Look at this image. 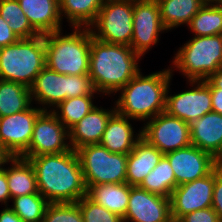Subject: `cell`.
<instances>
[{
    "mask_svg": "<svg viewBox=\"0 0 222 222\" xmlns=\"http://www.w3.org/2000/svg\"><path fill=\"white\" fill-rule=\"evenodd\" d=\"M89 29L97 40L131 46L133 0H104L99 14Z\"/></svg>",
    "mask_w": 222,
    "mask_h": 222,
    "instance_id": "9c48e42d",
    "label": "cell"
},
{
    "mask_svg": "<svg viewBox=\"0 0 222 222\" xmlns=\"http://www.w3.org/2000/svg\"><path fill=\"white\" fill-rule=\"evenodd\" d=\"M86 188L90 185L126 183L128 154L112 153L101 144L76 150Z\"/></svg>",
    "mask_w": 222,
    "mask_h": 222,
    "instance_id": "ba28073f",
    "label": "cell"
},
{
    "mask_svg": "<svg viewBox=\"0 0 222 222\" xmlns=\"http://www.w3.org/2000/svg\"><path fill=\"white\" fill-rule=\"evenodd\" d=\"M172 68L142 75L139 71L115 100L116 111L132 120L147 122L166 109V92L173 76Z\"/></svg>",
    "mask_w": 222,
    "mask_h": 222,
    "instance_id": "3957f363",
    "label": "cell"
},
{
    "mask_svg": "<svg viewBox=\"0 0 222 222\" xmlns=\"http://www.w3.org/2000/svg\"><path fill=\"white\" fill-rule=\"evenodd\" d=\"M34 168L39 193L49 203L77 202L87 195L77 152L28 158Z\"/></svg>",
    "mask_w": 222,
    "mask_h": 222,
    "instance_id": "6da1fadb",
    "label": "cell"
},
{
    "mask_svg": "<svg viewBox=\"0 0 222 222\" xmlns=\"http://www.w3.org/2000/svg\"><path fill=\"white\" fill-rule=\"evenodd\" d=\"M212 208L215 210L222 222V166L220 163L215 167Z\"/></svg>",
    "mask_w": 222,
    "mask_h": 222,
    "instance_id": "d590c367",
    "label": "cell"
},
{
    "mask_svg": "<svg viewBox=\"0 0 222 222\" xmlns=\"http://www.w3.org/2000/svg\"><path fill=\"white\" fill-rule=\"evenodd\" d=\"M212 96V110L219 114H222V89L210 88Z\"/></svg>",
    "mask_w": 222,
    "mask_h": 222,
    "instance_id": "f35d334b",
    "label": "cell"
},
{
    "mask_svg": "<svg viewBox=\"0 0 222 222\" xmlns=\"http://www.w3.org/2000/svg\"><path fill=\"white\" fill-rule=\"evenodd\" d=\"M167 30L161 21L157 0H133V35L131 48L143 57L159 42V34Z\"/></svg>",
    "mask_w": 222,
    "mask_h": 222,
    "instance_id": "7c38bea8",
    "label": "cell"
},
{
    "mask_svg": "<svg viewBox=\"0 0 222 222\" xmlns=\"http://www.w3.org/2000/svg\"><path fill=\"white\" fill-rule=\"evenodd\" d=\"M171 67L188 81H205L222 67V34L194 36L179 48Z\"/></svg>",
    "mask_w": 222,
    "mask_h": 222,
    "instance_id": "8992f818",
    "label": "cell"
},
{
    "mask_svg": "<svg viewBox=\"0 0 222 222\" xmlns=\"http://www.w3.org/2000/svg\"><path fill=\"white\" fill-rule=\"evenodd\" d=\"M31 26L39 34L62 30L58 0H17Z\"/></svg>",
    "mask_w": 222,
    "mask_h": 222,
    "instance_id": "44dd1931",
    "label": "cell"
},
{
    "mask_svg": "<svg viewBox=\"0 0 222 222\" xmlns=\"http://www.w3.org/2000/svg\"><path fill=\"white\" fill-rule=\"evenodd\" d=\"M46 66L43 34L0 48V79L30 88Z\"/></svg>",
    "mask_w": 222,
    "mask_h": 222,
    "instance_id": "5b68a950",
    "label": "cell"
},
{
    "mask_svg": "<svg viewBox=\"0 0 222 222\" xmlns=\"http://www.w3.org/2000/svg\"><path fill=\"white\" fill-rule=\"evenodd\" d=\"M42 111L41 106H30L0 118V144L11 157L21 156L28 149L35 121Z\"/></svg>",
    "mask_w": 222,
    "mask_h": 222,
    "instance_id": "9a60e30c",
    "label": "cell"
},
{
    "mask_svg": "<svg viewBox=\"0 0 222 222\" xmlns=\"http://www.w3.org/2000/svg\"><path fill=\"white\" fill-rule=\"evenodd\" d=\"M206 82L210 85V88H221L222 89V67L214 72Z\"/></svg>",
    "mask_w": 222,
    "mask_h": 222,
    "instance_id": "60d3db41",
    "label": "cell"
},
{
    "mask_svg": "<svg viewBox=\"0 0 222 222\" xmlns=\"http://www.w3.org/2000/svg\"><path fill=\"white\" fill-rule=\"evenodd\" d=\"M161 21L166 30L190 23L204 5L202 0H157Z\"/></svg>",
    "mask_w": 222,
    "mask_h": 222,
    "instance_id": "d4e9b609",
    "label": "cell"
},
{
    "mask_svg": "<svg viewBox=\"0 0 222 222\" xmlns=\"http://www.w3.org/2000/svg\"><path fill=\"white\" fill-rule=\"evenodd\" d=\"M188 82L192 86L191 90L189 89L174 95H168L170 85L168 86L165 111L169 115L190 124L213 110L210 85L206 80H192Z\"/></svg>",
    "mask_w": 222,
    "mask_h": 222,
    "instance_id": "5bb4252c",
    "label": "cell"
},
{
    "mask_svg": "<svg viewBox=\"0 0 222 222\" xmlns=\"http://www.w3.org/2000/svg\"><path fill=\"white\" fill-rule=\"evenodd\" d=\"M141 57L130 47L91 38L89 73L98 93L114 95L139 71Z\"/></svg>",
    "mask_w": 222,
    "mask_h": 222,
    "instance_id": "7a4b0ae2",
    "label": "cell"
},
{
    "mask_svg": "<svg viewBox=\"0 0 222 222\" xmlns=\"http://www.w3.org/2000/svg\"><path fill=\"white\" fill-rule=\"evenodd\" d=\"M204 4L221 5L222 0H202Z\"/></svg>",
    "mask_w": 222,
    "mask_h": 222,
    "instance_id": "7bdbcfd3",
    "label": "cell"
},
{
    "mask_svg": "<svg viewBox=\"0 0 222 222\" xmlns=\"http://www.w3.org/2000/svg\"><path fill=\"white\" fill-rule=\"evenodd\" d=\"M42 222H84L77 202L49 203Z\"/></svg>",
    "mask_w": 222,
    "mask_h": 222,
    "instance_id": "d6a6232c",
    "label": "cell"
},
{
    "mask_svg": "<svg viewBox=\"0 0 222 222\" xmlns=\"http://www.w3.org/2000/svg\"><path fill=\"white\" fill-rule=\"evenodd\" d=\"M18 36L12 31L8 23L0 16V48L16 43Z\"/></svg>",
    "mask_w": 222,
    "mask_h": 222,
    "instance_id": "8d00e7d4",
    "label": "cell"
},
{
    "mask_svg": "<svg viewBox=\"0 0 222 222\" xmlns=\"http://www.w3.org/2000/svg\"><path fill=\"white\" fill-rule=\"evenodd\" d=\"M94 95L77 96L62 101L52 112L59 121L69 130L96 105L93 104Z\"/></svg>",
    "mask_w": 222,
    "mask_h": 222,
    "instance_id": "f546056e",
    "label": "cell"
},
{
    "mask_svg": "<svg viewBox=\"0 0 222 222\" xmlns=\"http://www.w3.org/2000/svg\"><path fill=\"white\" fill-rule=\"evenodd\" d=\"M191 144L222 160V114L209 112L190 123Z\"/></svg>",
    "mask_w": 222,
    "mask_h": 222,
    "instance_id": "ac0fdd59",
    "label": "cell"
},
{
    "mask_svg": "<svg viewBox=\"0 0 222 222\" xmlns=\"http://www.w3.org/2000/svg\"><path fill=\"white\" fill-rule=\"evenodd\" d=\"M116 107L110 110L95 106L87 115L69 129L71 148L77 150L85 145L99 144L106 124Z\"/></svg>",
    "mask_w": 222,
    "mask_h": 222,
    "instance_id": "d6986e66",
    "label": "cell"
},
{
    "mask_svg": "<svg viewBox=\"0 0 222 222\" xmlns=\"http://www.w3.org/2000/svg\"><path fill=\"white\" fill-rule=\"evenodd\" d=\"M30 88L0 79V118L28 109L32 104Z\"/></svg>",
    "mask_w": 222,
    "mask_h": 222,
    "instance_id": "4316f807",
    "label": "cell"
},
{
    "mask_svg": "<svg viewBox=\"0 0 222 222\" xmlns=\"http://www.w3.org/2000/svg\"><path fill=\"white\" fill-rule=\"evenodd\" d=\"M61 20L65 17L71 28L89 27L96 19L104 0H58Z\"/></svg>",
    "mask_w": 222,
    "mask_h": 222,
    "instance_id": "484cf974",
    "label": "cell"
},
{
    "mask_svg": "<svg viewBox=\"0 0 222 222\" xmlns=\"http://www.w3.org/2000/svg\"><path fill=\"white\" fill-rule=\"evenodd\" d=\"M10 199L11 195L8 189L6 170L3 167L2 169H0V202L1 204L4 203L5 206H9L8 200Z\"/></svg>",
    "mask_w": 222,
    "mask_h": 222,
    "instance_id": "74e56055",
    "label": "cell"
},
{
    "mask_svg": "<svg viewBox=\"0 0 222 222\" xmlns=\"http://www.w3.org/2000/svg\"><path fill=\"white\" fill-rule=\"evenodd\" d=\"M129 120L128 117L115 111L106 124L99 144L112 153L129 154L142 137L141 130L139 133L134 132Z\"/></svg>",
    "mask_w": 222,
    "mask_h": 222,
    "instance_id": "ffe728a7",
    "label": "cell"
},
{
    "mask_svg": "<svg viewBox=\"0 0 222 222\" xmlns=\"http://www.w3.org/2000/svg\"><path fill=\"white\" fill-rule=\"evenodd\" d=\"M139 187L150 193L170 198L172 191L177 187V183L170 162L165 155Z\"/></svg>",
    "mask_w": 222,
    "mask_h": 222,
    "instance_id": "83f0119b",
    "label": "cell"
},
{
    "mask_svg": "<svg viewBox=\"0 0 222 222\" xmlns=\"http://www.w3.org/2000/svg\"><path fill=\"white\" fill-rule=\"evenodd\" d=\"M0 16L19 39H29L39 35L29 23L17 0H0Z\"/></svg>",
    "mask_w": 222,
    "mask_h": 222,
    "instance_id": "4dcf8cb0",
    "label": "cell"
},
{
    "mask_svg": "<svg viewBox=\"0 0 222 222\" xmlns=\"http://www.w3.org/2000/svg\"><path fill=\"white\" fill-rule=\"evenodd\" d=\"M30 93L32 102L36 101L37 104L42 105L43 111H48L51 106L52 111L53 107H57L68 98L99 94L88 74L64 75L47 66L35 78L30 87Z\"/></svg>",
    "mask_w": 222,
    "mask_h": 222,
    "instance_id": "52a82bcc",
    "label": "cell"
},
{
    "mask_svg": "<svg viewBox=\"0 0 222 222\" xmlns=\"http://www.w3.org/2000/svg\"><path fill=\"white\" fill-rule=\"evenodd\" d=\"M10 207L24 222H42L49 202L40 194L33 193L12 198Z\"/></svg>",
    "mask_w": 222,
    "mask_h": 222,
    "instance_id": "1f68e13d",
    "label": "cell"
},
{
    "mask_svg": "<svg viewBox=\"0 0 222 222\" xmlns=\"http://www.w3.org/2000/svg\"><path fill=\"white\" fill-rule=\"evenodd\" d=\"M214 184L215 168L202 178L177 186L170 196L173 222L195 210L212 207Z\"/></svg>",
    "mask_w": 222,
    "mask_h": 222,
    "instance_id": "4fadbf2b",
    "label": "cell"
},
{
    "mask_svg": "<svg viewBox=\"0 0 222 222\" xmlns=\"http://www.w3.org/2000/svg\"><path fill=\"white\" fill-rule=\"evenodd\" d=\"M10 157L11 156L4 150V148L0 144V169H2L5 164L8 165Z\"/></svg>",
    "mask_w": 222,
    "mask_h": 222,
    "instance_id": "b9f144b4",
    "label": "cell"
},
{
    "mask_svg": "<svg viewBox=\"0 0 222 222\" xmlns=\"http://www.w3.org/2000/svg\"><path fill=\"white\" fill-rule=\"evenodd\" d=\"M142 138L166 153L191 145L190 124L169 115L166 111L144 123Z\"/></svg>",
    "mask_w": 222,
    "mask_h": 222,
    "instance_id": "30bf717a",
    "label": "cell"
},
{
    "mask_svg": "<svg viewBox=\"0 0 222 222\" xmlns=\"http://www.w3.org/2000/svg\"><path fill=\"white\" fill-rule=\"evenodd\" d=\"M163 153L142 137L128 154L126 167V183L140 186L145 177L153 170L163 157Z\"/></svg>",
    "mask_w": 222,
    "mask_h": 222,
    "instance_id": "7402d4cb",
    "label": "cell"
},
{
    "mask_svg": "<svg viewBox=\"0 0 222 222\" xmlns=\"http://www.w3.org/2000/svg\"><path fill=\"white\" fill-rule=\"evenodd\" d=\"M69 130L49 109L42 111L34 124L28 149L20 156L25 159L43 154H58L71 150Z\"/></svg>",
    "mask_w": 222,
    "mask_h": 222,
    "instance_id": "8fae6325",
    "label": "cell"
},
{
    "mask_svg": "<svg viewBox=\"0 0 222 222\" xmlns=\"http://www.w3.org/2000/svg\"><path fill=\"white\" fill-rule=\"evenodd\" d=\"M178 222H221V220L215 210L212 207H208L188 213Z\"/></svg>",
    "mask_w": 222,
    "mask_h": 222,
    "instance_id": "e575fe53",
    "label": "cell"
},
{
    "mask_svg": "<svg viewBox=\"0 0 222 222\" xmlns=\"http://www.w3.org/2000/svg\"><path fill=\"white\" fill-rule=\"evenodd\" d=\"M130 185L128 183L90 185L87 196L108 211L124 217L128 208Z\"/></svg>",
    "mask_w": 222,
    "mask_h": 222,
    "instance_id": "cb8c5ba5",
    "label": "cell"
},
{
    "mask_svg": "<svg viewBox=\"0 0 222 222\" xmlns=\"http://www.w3.org/2000/svg\"><path fill=\"white\" fill-rule=\"evenodd\" d=\"M173 222L170 198L130 186L128 208L123 222Z\"/></svg>",
    "mask_w": 222,
    "mask_h": 222,
    "instance_id": "e0dca14e",
    "label": "cell"
},
{
    "mask_svg": "<svg viewBox=\"0 0 222 222\" xmlns=\"http://www.w3.org/2000/svg\"><path fill=\"white\" fill-rule=\"evenodd\" d=\"M72 33L63 30L44 34L46 66L64 75L89 73L92 33L89 27H74Z\"/></svg>",
    "mask_w": 222,
    "mask_h": 222,
    "instance_id": "277c9868",
    "label": "cell"
},
{
    "mask_svg": "<svg viewBox=\"0 0 222 222\" xmlns=\"http://www.w3.org/2000/svg\"><path fill=\"white\" fill-rule=\"evenodd\" d=\"M188 28L194 36L222 34V5L204 4L193 16Z\"/></svg>",
    "mask_w": 222,
    "mask_h": 222,
    "instance_id": "f1b7e54d",
    "label": "cell"
},
{
    "mask_svg": "<svg viewBox=\"0 0 222 222\" xmlns=\"http://www.w3.org/2000/svg\"><path fill=\"white\" fill-rule=\"evenodd\" d=\"M12 166L4 167L6 170L8 189L11 199L23 195L39 193L36 175L33 166L28 159L23 157H10Z\"/></svg>",
    "mask_w": 222,
    "mask_h": 222,
    "instance_id": "603a6c76",
    "label": "cell"
},
{
    "mask_svg": "<svg viewBox=\"0 0 222 222\" xmlns=\"http://www.w3.org/2000/svg\"><path fill=\"white\" fill-rule=\"evenodd\" d=\"M165 156L170 162L177 186L208 175L220 163L211 154L192 144Z\"/></svg>",
    "mask_w": 222,
    "mask_h": 222,
    "instance_id": "2e32d148",
    "label": "cell"
},
{
    "mask_svg": "<svg viewBox=\"0 0 222 222\" xmlns=\"http://www.w3.org/2000/svg\"><path fill=\"white\" fill-rule=\"evenodd\" d=\"M77 204L84 222H123L122 217L95 203L87 195L77 201Z\"/></svg>",
    "mask_w": 222,
    "mask_h": 222,
    "instance_id": "836d02e7",
    "label": "cell"
},
{
    "mask_svg": "<svg viewBox=\"0 0 222 222\" xmlns=\"http://www.w3.org/2000/svg\"><path fill=\"white\" fill-rule=\"evenodd\" d=\"M0 222H24L10 207L0 211Z\"/></svg>",
    "mask_w": 222,
    "mask_h": 222,
    "instance_id": "ab89813d",
    "label": "cell"
}]
</instances>
